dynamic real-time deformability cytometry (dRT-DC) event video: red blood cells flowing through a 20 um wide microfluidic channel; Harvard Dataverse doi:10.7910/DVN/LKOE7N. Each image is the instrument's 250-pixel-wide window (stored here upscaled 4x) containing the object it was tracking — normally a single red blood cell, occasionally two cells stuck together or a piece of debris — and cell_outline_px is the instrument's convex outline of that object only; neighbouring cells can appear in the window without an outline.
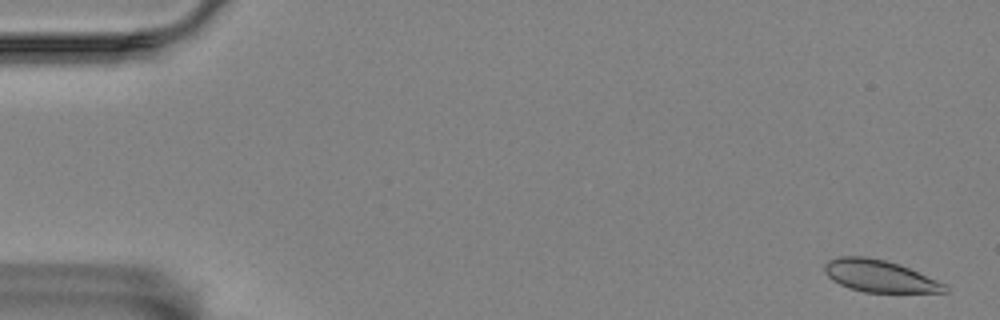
{"species": "Egyptian fruit bat (a non-hibernating species)", "species_latin": "Rousettus aegyptiacus", "temperature_condition": "room temperature", "stored_images_in_passage": 40, "camera_frame_rate_fps": 3000, "um_per_image_px": 0.085, "animal": {"sex": "female"}, "frame": {"image": 1, "passage_image": 2, "time_ms": 0.333, "image_size_px": [1000, 320], "cell_outline_px": [[948, 292], [864, 292], [848, 288], [832, 280], [824, 272], [824, 264], [828, 260], [840, 256], [864, 256], [884, 260], [900, 264], [936, 280], [944, 284], [948, 288]], "centroid_in_image_um": [74.71, 23.46], "position_along_channel_um": 10.3, "area_um2": 22.31}}
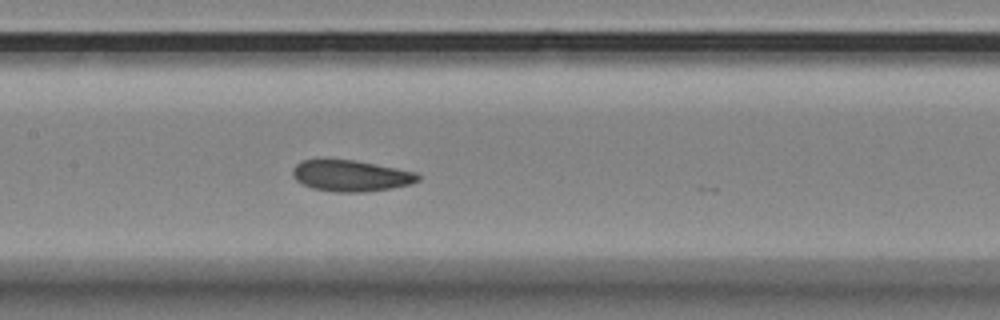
{"frame": {"image": 2, "passage_image": 28, "time_ms": 9.0, "image_size_px": [1000, 320], "cell_outline_px": [[420, 180], [412, 184], [392, 188], [364, 192], [336, 192], [312, 188], [296, 180], [292, 176], [292, 168], [296, 164], [304, 160], [352, 160], [396, 168], [416, 172], [420, 176]], "centroid_in_image_um": [29.84, 14.95], "position_along_channel_um": 177.6, "area_um2": 22.66}}
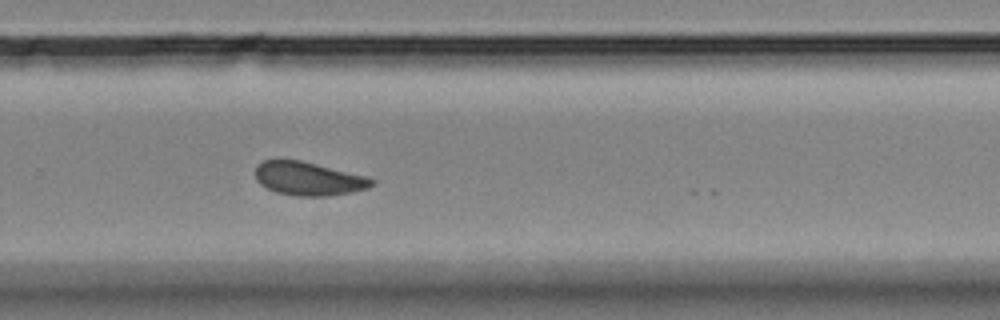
{"frame": {"image": 3, "passage_image": 39, "time_ms": 12.667, "image_size_px": [1000, 320], "cell_outline_px": [[376, 184], [368, 188], [352, 192], [328, 196], [296, 196], [276, 192], [260, 184], [256, 180], [256, 164], [264, 160], [300, 160], [368, 176], [376, 180]], "centroid_in_image_um": [26.26, 15.19], "position_along_channel_um": 303.5, "area_um2": 22.89}}